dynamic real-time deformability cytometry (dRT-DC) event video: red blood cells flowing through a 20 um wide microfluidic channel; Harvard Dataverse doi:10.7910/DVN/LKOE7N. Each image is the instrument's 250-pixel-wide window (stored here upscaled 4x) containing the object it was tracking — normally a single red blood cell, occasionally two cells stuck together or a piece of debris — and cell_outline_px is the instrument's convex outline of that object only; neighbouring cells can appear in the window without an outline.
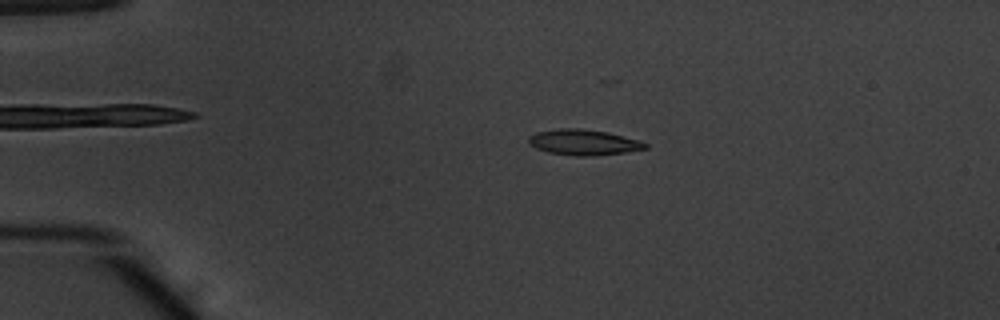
{"species": "common noctule bat (a hibernating species)", "species_latin": "Nyctalus noctula", "temperature_condition": "warm", "stored_images_in_passage": 53, "camera_frame_rate_fps": 3000, "um_per_image_px": 0.085, "animal": {"sex": "male", "body_mass_g": 20.1, "forearm_length_mm": 53.5}, "frame": {"image": 1, "passage_image": 12, "time_ms": 3.667, "image_size_px": [1000, 320], "cell_outline_px": [[648, 148], [624, 152], [596, 156], [576, 156], [548, 152], [536, 148], [528, 144], [528, 136], [536, 132], [560, 128], [580, 128], [608, 132], [636, 140], [648, 144]], "centroid_in_image_um": [49.55, 12.09], "position_along_channel_um": 35.4, "area_um2": 17.4}}
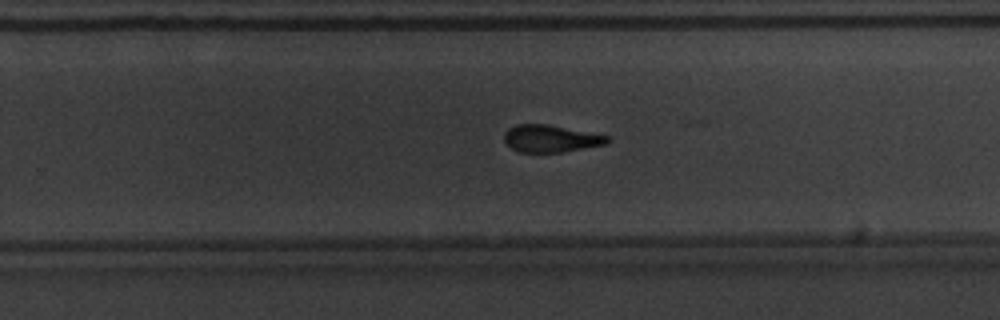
{"frame": {"image": 2, "passage_image": 35, "time_ms": 11.333, "image_size_px": [1000, 320], "cell_outline_px": [[612, 140], [608, 144], [560, 152], [520, 152], [512, 148], [504, 140], [504, 132], [508, 128], [516, 124], [548, 124], [608, 136]], "centroid_in_image_um": [46.81, 11.77], "position_along_channel_um": 283.0, "area_um2": 16.3}}
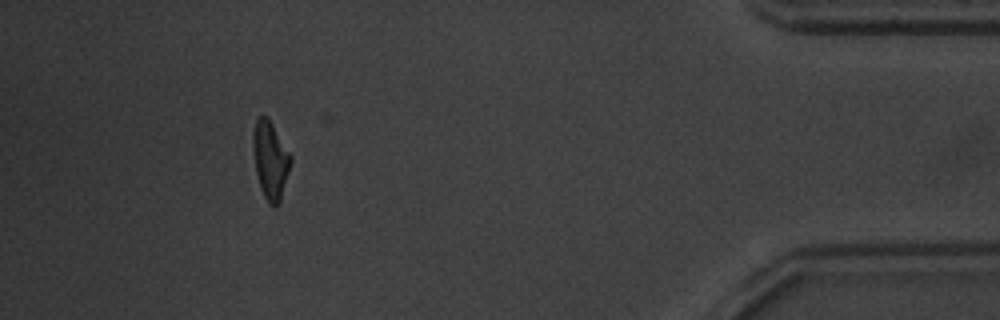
{"frame": {"image": 3, "passage_image": 49, "time_ms": 16.0, "image_size_px": [1000, 320], "cell_outline_px": [[292, 160], [280, 200], [276, 208], [272, 208], [268, 204], [260, 188], [256, 172], [252, 148], [252, 132], [256, 120], [260, 116], [268, 116], [292, 156]], "centroid_in_image_um": [22.97, 13.6], "position_along_channel_um": 412.2, "area_um2": 17.28}, "authors_computed_cell_mechanics": {"area_um2": 17.1088, "velocity_mm_per_s": 3.8794, "shape_relaxation_time_tau1_ms": 3.6123, "shape_relaxation_time_tau2_ms": 2.9721, "deformation_change_tau1": 0.198, "deformation_change_tau2": 0.1235}}